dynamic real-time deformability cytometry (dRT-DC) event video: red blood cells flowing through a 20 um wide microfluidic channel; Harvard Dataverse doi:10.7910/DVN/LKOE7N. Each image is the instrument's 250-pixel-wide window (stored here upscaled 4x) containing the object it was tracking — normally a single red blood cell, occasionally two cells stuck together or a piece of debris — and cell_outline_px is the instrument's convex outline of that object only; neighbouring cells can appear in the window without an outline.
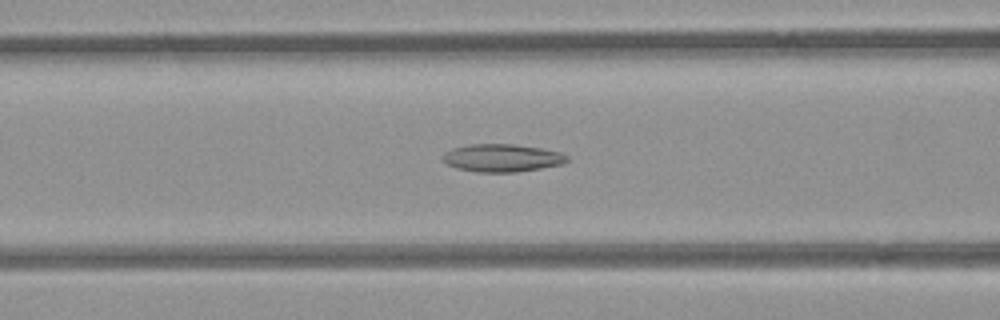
{"species": "common noctule bat (a hibernating species)", "species_latin": "Nyctalus noctula", "temperature_condition": "room temperature", "stored_images_in_passage": 42, "camera_frame_rate_fps": 3000, "um_per_image_px": 0.085, "animal": {"sex": "female", "body_mass_g": 21.9}, "frame": {"image": 1, "passage_image": 11, "time_ms": 3.333, "image_size_px": [1000, 320], "cell_outline_px": [[568, 160], [564, 164], [516, 172], [476, 172], [456, 168], [448, 164], [440, 156], [444, 152], [452, 148], [468, 144], [512, 144], [540, 148], [560, 152], [568, 156]], "centroid_in_image_um": [42.65, 13.42], "position_along_channel_um": 123.9, "area_um2": 20.17}}
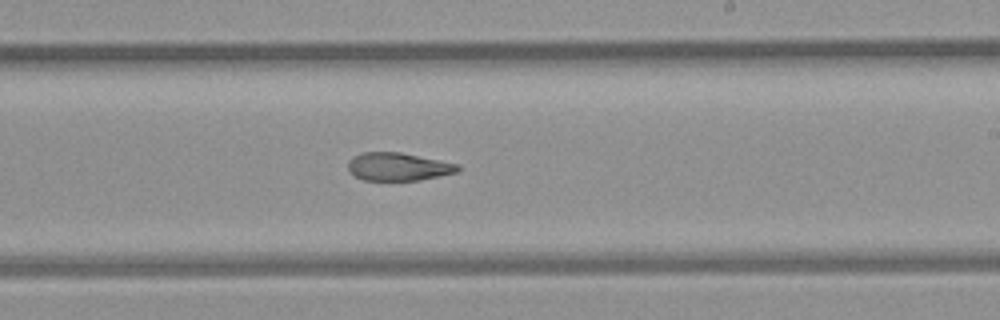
{"frame": {"image": 2, "passage_image": 21, "time_ms": 6.667, "image_size_px": [1000, 320], "cell_outline_px": [[460, 168], [456, 172], [440, 176], [416, 180], [364, 180], [356, 176], [348, 168], [348, 160], [352, 156], [364, 152], [400, 152], [460, 164]], "centroid_in_image_um": [33.85, 14.16], "position_along_channel_um": 255.2, "area_um2": 17.8}}
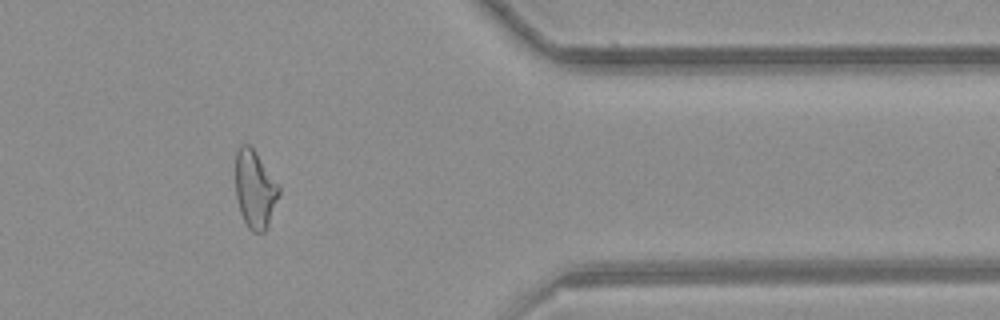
{"frame": {"image": 3, "passage_image": 33, "time_ms": 10.667, "image_size_px": [1000, 320], "cell_outline_px": [[280, 192], [268, 224], [264, 232], [252, 232], [248, 228], [240, 212], [236, 196], [236, 152], [240, 144], [248, 144], [256, 152], [280, 188]], "centroid_in_image_um": [21.65, 16.09], "position_along_channel_um": 389.8, "area_um2": 19.36}, "authors_computed_cell_mechanics": {"area_um2": 19.8832, "velocity_mm_per_s": 3.9334, "shape_relaxation_time_tau1_ms": null, "shape_relaxation_time_tau2_ms": 3.1553, "deformation_change_tau1": null, "deformation_change_tau2": 0.1146}}